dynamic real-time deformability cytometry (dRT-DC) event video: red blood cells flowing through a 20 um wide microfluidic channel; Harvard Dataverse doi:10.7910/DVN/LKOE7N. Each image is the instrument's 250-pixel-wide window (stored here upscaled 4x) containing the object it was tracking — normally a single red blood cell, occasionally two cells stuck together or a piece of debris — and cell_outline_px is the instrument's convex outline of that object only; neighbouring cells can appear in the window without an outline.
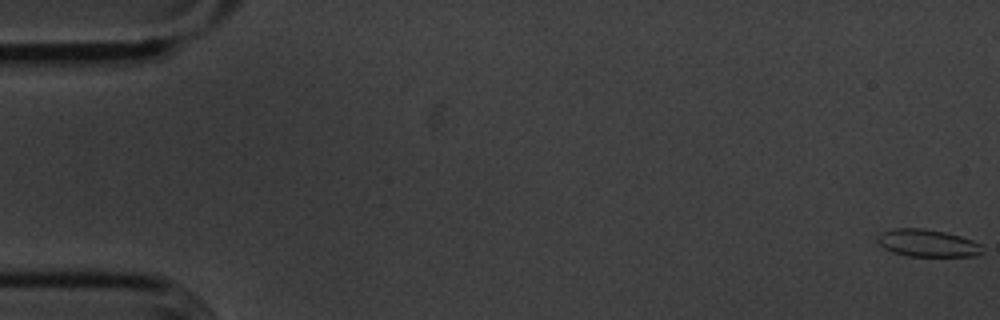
{"species": "common noctule bat (a hibernating species)", "species_latin": "Nyctalus noctula", "temperature_condition": "cold", "stored_images_in_passage": 14, "camera_frame_rate_fps": 3000, "um_per_image_px": 0.085, "animal": {"sex": "male", "body_mass_g": 20.1, "forearm_length_mm": 53.5}, "frame": {"image": 1, "passage_image": 1, "time_ms": 0.0, "image_size_px": [1000, 320], "cell_outline_px": [[984, 252], [976, 256], [908, 256], [892, 252], [884, 248], [876, 240], [876, 236], [880, 232], [892, 228], [924, 228], [944, 232], [960, 236], [972, 240], [980, 244]], "centroid_in_image_um": [78.8, 20.66], "position_along_channel_um": 6.2, "area_um2": 16.88}}